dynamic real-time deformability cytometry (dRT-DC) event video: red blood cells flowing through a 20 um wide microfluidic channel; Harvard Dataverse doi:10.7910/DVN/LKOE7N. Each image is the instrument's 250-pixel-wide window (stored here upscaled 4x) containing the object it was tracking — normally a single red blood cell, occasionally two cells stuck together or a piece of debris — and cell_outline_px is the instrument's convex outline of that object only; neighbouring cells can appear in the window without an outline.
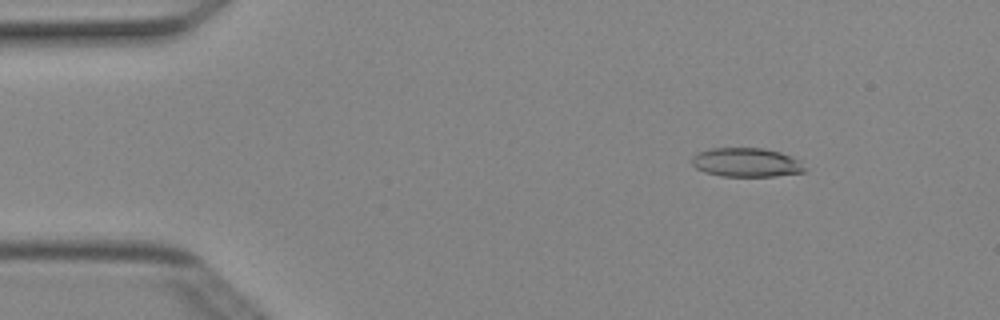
{"species": "Egyptian fruit bat (a non-hibernating species)", "species_latin": "Rousettus aegyptiacus", "temperature_condition": "cold", "stored_images_in_passage": 50, "camera_frame_rate_fps": 3000, "um_per_image_px": 0.085, "animal": {"sex": "female"}, "frame": {"image": 1, "passage_image": 7, "time_ms": 2.0, "image_size_px": [1000, 320], "cell_outline_px": [[804, 172], [776, 176], [720, 176], [704, 172], [696, 168], [692, 164], [692, 156], [696, 152], [712, 148], [764, 148], [780, 152], [792, 156], [800, 160], [804, 168]], "centroid_in_image_um": [63.42, 13.8], "position_along_channel_um": 21.6, "area_um2": 19.19}}
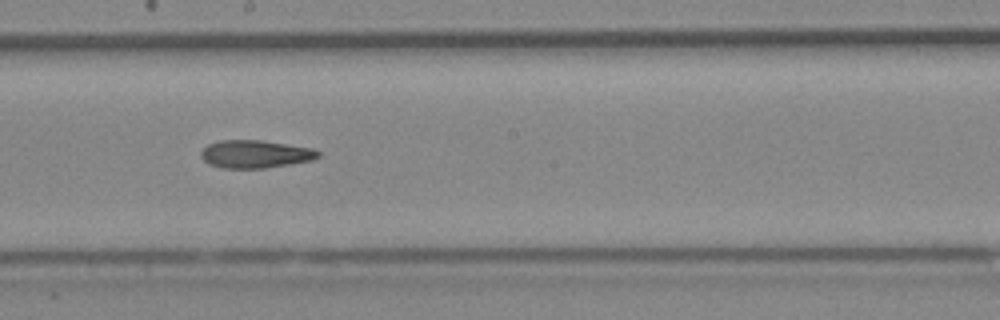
{"frame": {"image": 2, "passage_image": 28, "time_ms": 9.0, "image_size_px": [1000, 320], "cell_outline_px": [[320, 156], [312, 160], [264, 168], [220, 168], [208, 164], [200, 156], [200, 152], [208, 144], [216, 140], [260, 140], [312, 148], [320, 152]], "centroid_in_image_um": [21.65, 13.09], "position_along_channel_um": 226.5, "area_um2": 19.02}}
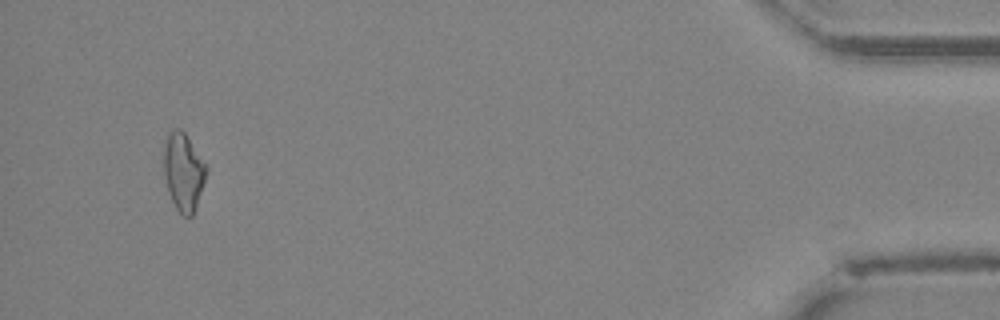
{"frame": {"image": 3, "passage_image": 48, "time_ms": 15.667, "image_size_px": [1000, 320], "cell_outline_px": [[208, 168], [196, 208], [192, 216], [184, 216], [176, 208], [168, 192], [164, 176], [164, 148], [168, 132], [172, 128], [180, 128], [184, 132]], "centroid_in_image_um": [15.58, 14.6], "position_along_channel_um": 419.6, "area_um2": 19.07}, "authors_computed_cell_mechanics": {"area_um2": 19.1896, "velocity_mm_per_s": 4.0347, "shape_relaxation_time_tau1_ms": null, "shape_relaxation_time_tau2_ms": 3.8123, "deformation_change_tau1": null, "deformation_change_tau2": 0.1294}}